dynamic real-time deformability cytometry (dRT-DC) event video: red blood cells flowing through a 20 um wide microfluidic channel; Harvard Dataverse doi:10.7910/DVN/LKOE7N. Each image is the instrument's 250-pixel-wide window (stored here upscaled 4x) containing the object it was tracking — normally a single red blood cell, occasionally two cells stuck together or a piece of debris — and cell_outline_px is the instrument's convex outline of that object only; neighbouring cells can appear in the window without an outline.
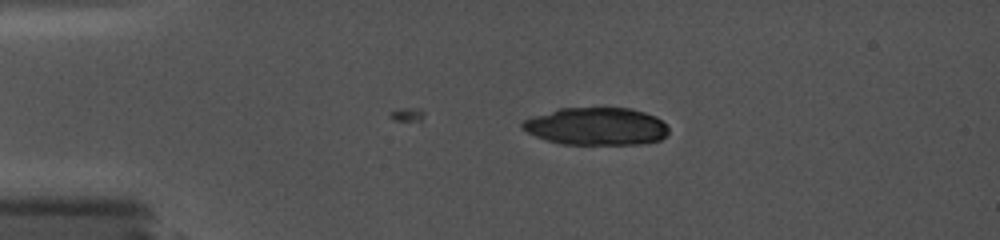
{"species": "common noctule bat (a hibernating species)", "species_latin": "Nyctalus noctula", "temperature_condition": "cold", "stored_images_in_passage": 10, "camera_frame_rate_fps": 5000, "um_per_image_px": 0.085, "animal": {"sex": "female", "body_mass_g": 19.0, "forearm_length_mm": 56.7}, "frame": {"image": 1, "passage_image": 10, "time_ms": 5.6, "image_size_px": [1000, 240], "cell_outline_px": [[668, 132], [660, 140], [640, 144], [560, 144], [536, 136], [528, 132], [520, 124], [524, 120], [532, 116], [560, 108], [632, 108], [656, 116], [668, 128]], "centroid_in_image_um": [50.69, 10.74], "position_along_channel_um": 34.3, "area_um2": 31.85}}